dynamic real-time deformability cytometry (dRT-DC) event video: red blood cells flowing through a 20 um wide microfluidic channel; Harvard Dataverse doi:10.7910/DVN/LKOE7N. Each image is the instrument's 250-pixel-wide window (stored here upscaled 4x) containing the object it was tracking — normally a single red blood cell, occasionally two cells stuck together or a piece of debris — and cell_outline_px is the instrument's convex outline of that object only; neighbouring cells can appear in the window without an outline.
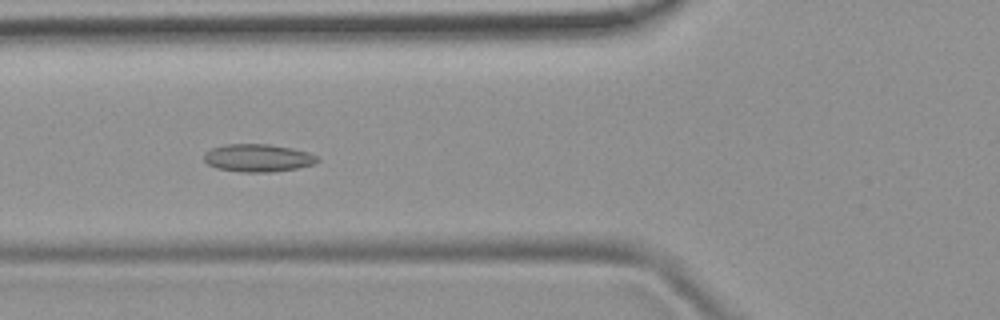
{"species": "common noctule bat (a hibernating species)", "species_latin": "Nyctalus noctula", "temperature_condition": "room temperature", "stored_images_in_passage": 51, "camera_frame_rate_fps": 3000, "um_per_image_px": 0.085, "animal": {"sex": "female", "body_mass_g": 19.9}, "frame": {"image": 1, "passage_image": 19, "time_ms": 6.0, "image_size_px": [1000, 320], "cell_outline_px": [[320, 160], [316, 164], [296, 168], [272, 172], [240, 172], [216, 168], [208, 164], [204, 160], [204, 152], [212, 148], [224, 144], [268, 144], [292, 148], [308, 152], [320, 156]], "centroid_in_image_um": [21.95, 13.42], "position_along_channel_um": 103.9, "area_um2": 18.55}}
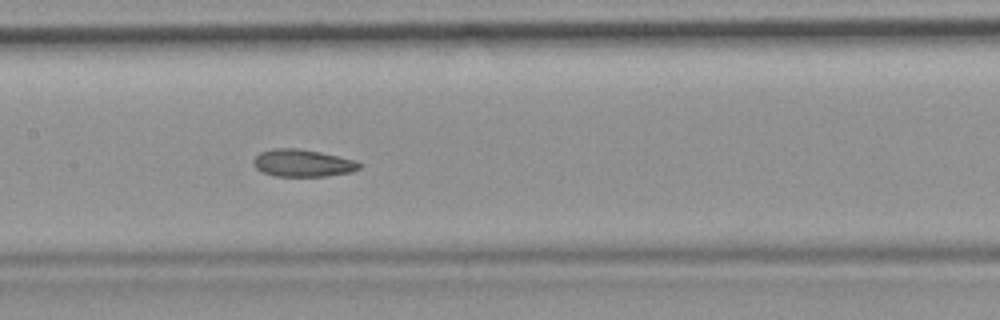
{"frame": {"image": 2, "passage_image": 25, "time_ms": 8.0, "image_size_px": [1000, 320], "cell_outline_px": [[364, 164], [360, 168], [352, 172], [324, 176], [276, 176], [264, 172], [256, 168], [252, 164], [252, 160], [260, 152], [272, 148], [296, 148], [320, 152], [356, 160]], "centroid_in_image_um": [25.74, 13.85], "position_along_channel_um": 181.7, "area_um2": 16.94}}
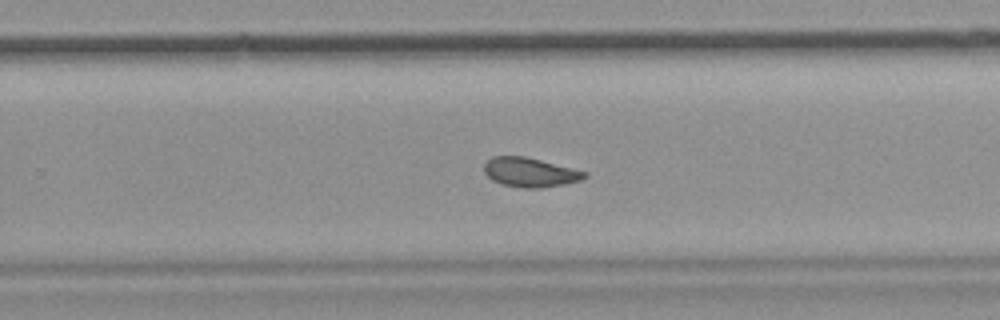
{"frame": {"image": 3, "passage_image": 33, "time_ms": 10.667, "image_size_px": [1000, 320], "cell_outline_px": [[588, 176], [580, 180], [564, 184], [540, 188], [524, 188], [500, 184], [492, 180], [484, 172], [484, 164], [492, 156], [524, 156], [588, 172]], "centroid_in_image_um": [45.04, 14.65], "position_along_channel_um": 284.8, "area_um2": 17.11}, "authors_computed_cell_mechanics": {"area_um2": 17.6868, "velocity_mm_per_s": 3.8868, "shape_relaxation_time_tau1_ms": null, "shape_relaxation_time_tau2_ms": 2.3788, "deformation_change_tau1": null, "deformation_change_tau2": 0.0828}}